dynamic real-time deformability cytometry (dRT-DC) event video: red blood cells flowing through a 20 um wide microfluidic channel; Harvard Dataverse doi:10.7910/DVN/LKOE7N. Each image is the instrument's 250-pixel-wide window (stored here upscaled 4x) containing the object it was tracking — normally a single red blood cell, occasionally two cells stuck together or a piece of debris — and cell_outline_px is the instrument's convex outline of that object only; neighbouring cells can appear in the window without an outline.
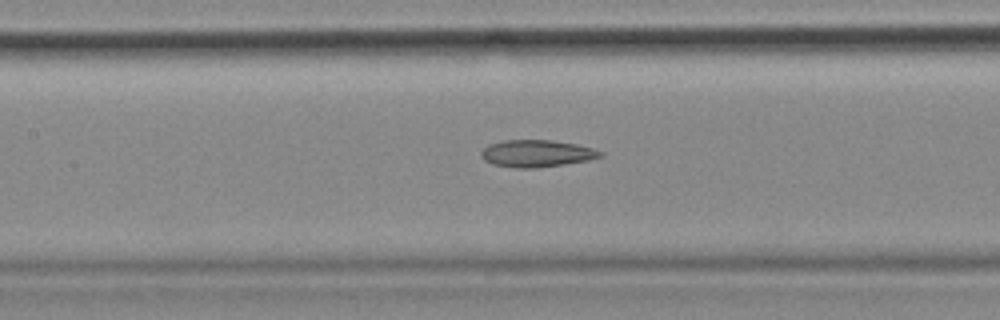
{"species": "common noctule bat (a hibernating species)", "species_latin": "Nyctalus noctula", "temperature_condition": "cold", "stored_images_in_passage": 54, "camera_frame_rate_fps": 3000, "um_per_image_px": 0.085, "animal": {"sex": "female", "body_mass_g": 18.4}, "frame": {"image": 1, "passage_image": 24, "time_ms": 7.667, "image_size_px": [1000, 320], "cell_outline_px": [[604, 156], [588, 160], [564, 164], [536, 168], [516, 168], [492, 164], [484, 160], [480, 156], [480, 152], [488, 144], [504, 140], [552, 140], [576, 144], [592, 148], [604, 152]], "centroid_in_image_um": [45.61, 13.04], "position_along_channel_um": 161.8, "area_um2": 18.9}}
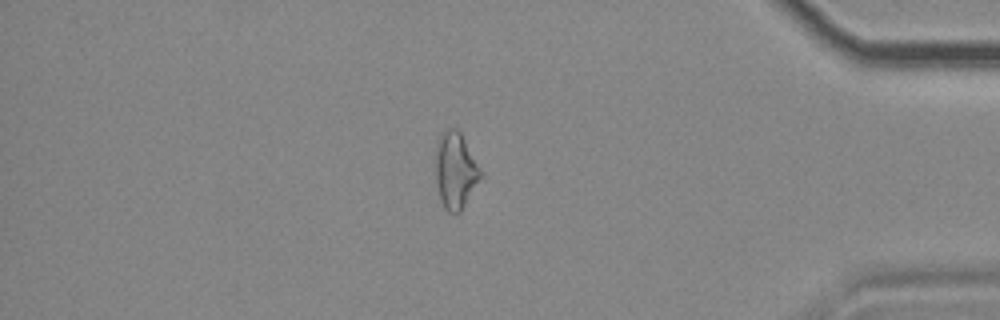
{"frame": {"image": 2, "passage_image": 46, "time_ms": 15.0, "image_size_px": [1000, 320], "cell_outline_px": [[484, 176], [460, 212], [448, 212], [444, 208], [440, 200], [436, 184], [436, 152], [440, 132], [448, 128], [456, 128], [460, 132], [484, 172]], "centroid_in_image_um": [38.75, 14.5], "position_along_channel_um": 396.5, "area_um2": 20.4}, "authors_computed_cell_mechanics": {"area_um2": 20.519, "velocity_mm_per_s": 3.6742, "shape_relaxation_time_tau1_ms": null, "shape_relaxation_time_tau2_ms": 5.506, "deformation_change_tau1": null, "deformation_change_tau2": 0.1508}}